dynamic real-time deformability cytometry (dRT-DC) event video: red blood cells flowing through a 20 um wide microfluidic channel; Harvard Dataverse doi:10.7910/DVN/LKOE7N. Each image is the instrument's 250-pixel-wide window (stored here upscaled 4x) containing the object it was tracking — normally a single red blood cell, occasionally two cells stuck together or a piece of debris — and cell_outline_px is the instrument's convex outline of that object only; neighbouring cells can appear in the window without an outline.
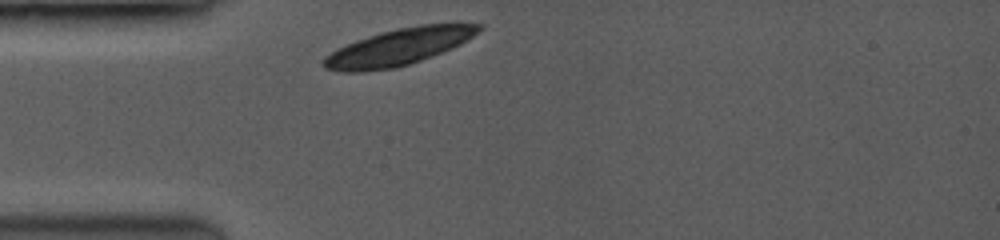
{"species": "common noctule bat (a hibernating species)", "species_latin": "Nyctalus noctula", "temperature_condition": "room temperature", "stored_images_in_passage": 1, "camera_frame_rate_fps": 3500, "um_per_image_px": 0.085, "animal": {"sex": "female", "body_mass_g": 19.0, "forearm_length_mm": 53.3}, "frame": {"image": 1, "passage_image": 1, "time_ms": 0.0, "image_size_px": [1000, 240], "cell_outline_px": [[484, 28], [460, 44], [420, 60], [408, 64], [392, 68], [360, 72], [344, 72], [324, 68], [324, 56], [336, 48], [356, 40], [380, 32], [396, 28], [420, 24], [452, 20], [460, 20], [484, 24]], "centroid_in_image_um": [33.99, 3.92], "position_along_channel_um": 51.0, "area_um2": 33.76}}